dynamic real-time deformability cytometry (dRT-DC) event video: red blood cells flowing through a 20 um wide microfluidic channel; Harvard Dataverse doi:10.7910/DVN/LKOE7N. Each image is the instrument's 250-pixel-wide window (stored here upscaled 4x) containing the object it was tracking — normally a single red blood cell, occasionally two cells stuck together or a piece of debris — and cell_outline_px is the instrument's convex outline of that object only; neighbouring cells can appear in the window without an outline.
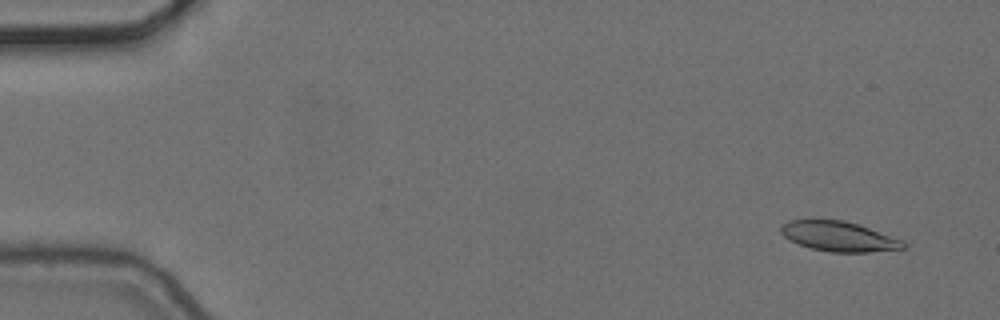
{"species": "common noctule bat (a hibernating species)", "species_latin": "Nyctalus noctula", "temperature_condition": "cold", "stored_images_in_passage": 5, "camera_frame_rate_fps": 3000, "um_per_image_px": 0.085, "animal": {"sex": "female", "body_mass_g": 24.6, "forearm_length_mm": 56.2}, "frame": {"image": 1, "passage_image": 1, "time_ms": 0.0, "image_size_px": [1000, 320], "cell_outline_px": [[908, 244], [904, 248], [868, 252], [832, 252], [812, 248], [800, 244], [784, 236], [780, 232], [780, 228], [788, 220], [844, 220], [904, 240]], "centroid_in_image_um": [71.33, 20.1], "position_along_channel_um": 13.7, "area_um2": 20.98}}
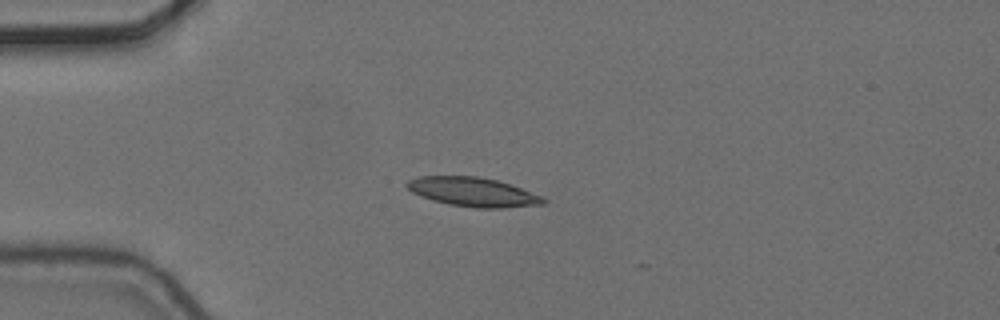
{"frame": {"image": 2, "passage_image": 4, "time_ms": 1.0, "image_size_px": [1000, 320], "cell_outline_px": [[548, 200], [544, 204], [504, 208], [476, 208], [448, 204], [432, 200], [420, 196], [412, 192], [404, 184], [408, 180], [420, 176], [476, 176], [496, 180], [520, 188], [540, 196]], "centroid_in_image_um": [40.16, 16.32], "position_along_channel_um": 44.8, "area_um2": 23.0}}